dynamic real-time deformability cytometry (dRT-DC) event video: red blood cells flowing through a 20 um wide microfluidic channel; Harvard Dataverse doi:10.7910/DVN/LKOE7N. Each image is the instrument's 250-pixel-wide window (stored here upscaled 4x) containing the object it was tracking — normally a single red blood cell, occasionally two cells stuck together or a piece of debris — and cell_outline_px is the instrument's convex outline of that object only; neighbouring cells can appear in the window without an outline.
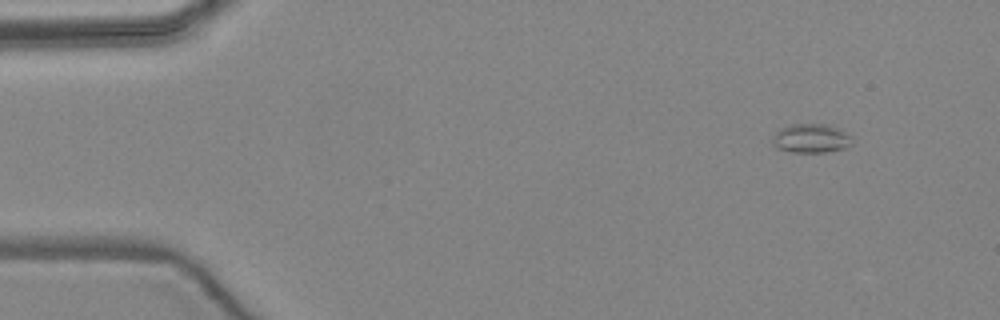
{"species": "common noctule bat (a hibernating species)", "species_latin": "Nyctalus noctula", "temperature_condition": "warm", "stored_images_in_passage": 3, "camera_frame_rate_fps": 3000, "um_per_image_px": 0.085, "animal": {"sex": "female", "body_mass_g": 24.6, "forearm_length_mm": 56.2}, "frame": {"image": 1, "passage_image": 1, "time_ms": 0.0, "image_size_px": [1000, 320], "cell_outline_px": [[852, 144], [844, 148], [824, 152], [792, 152], [776, 148], [772, 144], [772, 136], [780, 128], [792, 124], [828, 124], [852, 136]], "centroid_in_image_um": [68.91, 11.76], "position_along_channel_um": 16.1, "area_um2": 13.47}}